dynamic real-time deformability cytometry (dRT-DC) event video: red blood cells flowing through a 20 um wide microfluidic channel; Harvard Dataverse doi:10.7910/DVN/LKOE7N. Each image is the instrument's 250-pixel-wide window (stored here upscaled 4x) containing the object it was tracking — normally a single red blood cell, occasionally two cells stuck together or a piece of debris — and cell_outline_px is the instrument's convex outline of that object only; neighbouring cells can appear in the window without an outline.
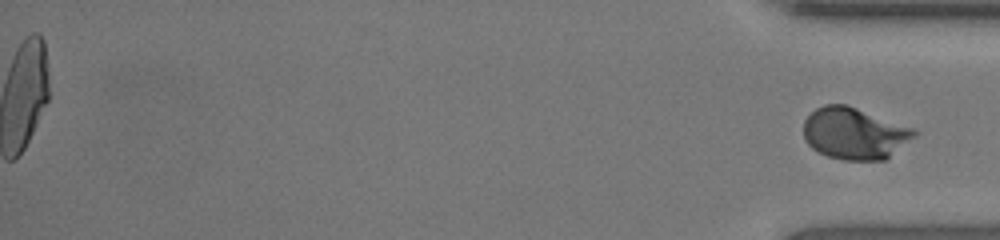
{"species": "human", "species_latin": "Homo sapiens", "temperature_condition": "room temperature", "stored_images_in_passage": 52, "segment_of_instrument_passage": [2, 2], "camera_frame_rate_fps": 3000, "um_per_image_px": 0.085, "donor": {"sex": "female"}, "frame": {"image": 1, "passage_image": 52, "time_ms": 17.0, "image_size_px": [1000, 240], "cell_outline_px": [[920, 132], [916, 136], [884, 160], [844, 160], [828, 156], [812, 148], [804, 140], [804, 120], [816, 108], [824, 104], [848, 104], [916, 128]], "centroid_in_image_um": [72.66, 11.32], "position_along_channel_um": 362.5, "area_um2": 33.7}}